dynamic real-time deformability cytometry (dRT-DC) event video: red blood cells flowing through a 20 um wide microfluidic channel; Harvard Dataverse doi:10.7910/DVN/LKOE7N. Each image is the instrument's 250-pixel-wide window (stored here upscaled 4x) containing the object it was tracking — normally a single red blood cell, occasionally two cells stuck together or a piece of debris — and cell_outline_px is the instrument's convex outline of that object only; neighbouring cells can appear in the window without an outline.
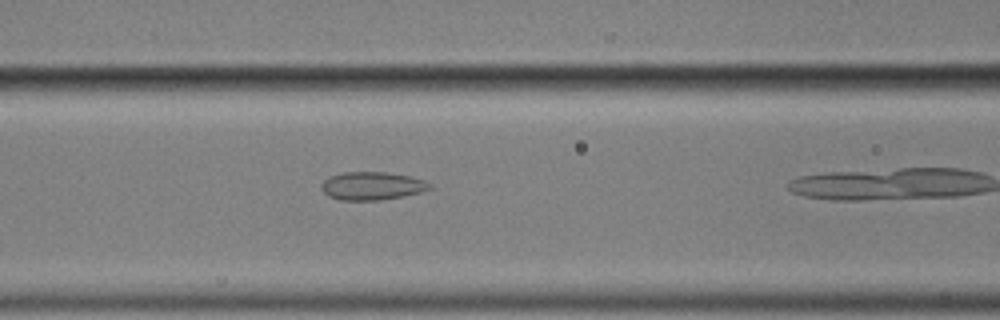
{"species": "common noctule bat (a hibernating species)", "species_latin": "Nyctalus noctula", "temperature_condition": "cold", "stored_images_in_passage": 32, "camera_frame_rate_fps": 3000, "um_per_image_px": 0.085, "animal": {"sex": "male", "body_mass_g": 17.9}, "frame": {"image": 1, "passage_image": 14, "time_ms": 4.333, "image_size_px": [1000, 320], "cell_outline_px": [[432, 188], [420, 192], [404, 196], [380, 200], [340, 200], [328, 196], [320, 188], [320, 184], [328, 176], [344, 172], [388, 172], [408, 176], [424, 180], [432, 184]], "centroid_in_image_um": [31.6, 15.8], "position_along_channel_um": 135.0, "area_um2": 17.86}}
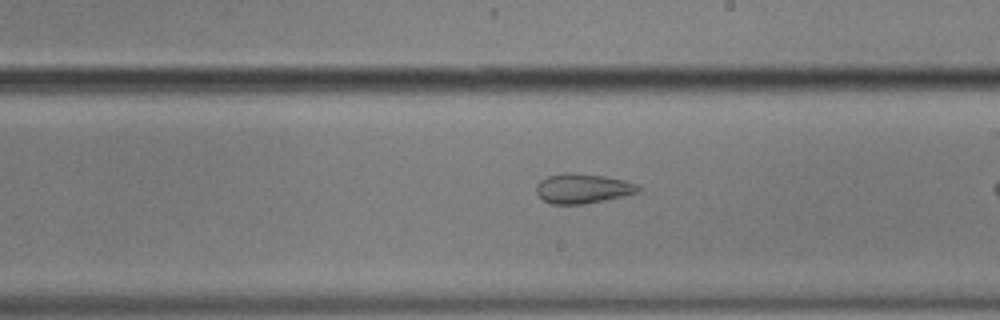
{"frame": {"image": 2, "passage_image": 23, "time_ms": 7.333, "image_size_px": [1000, 320], "cell_outline_px": [[640, 192], [604, 200], [584, 204], [552, 204], [544, 200], [536, 192], [536, 184], [540, 180], [548, 176], [564, 172], [572, 172], [604, 176], [624, 180], [636, 184], [640, 188]], "centroid_in_image_um": [49.51, 16.01], "position_along_channel_um": 239.5, "area_um2": 17.63}}